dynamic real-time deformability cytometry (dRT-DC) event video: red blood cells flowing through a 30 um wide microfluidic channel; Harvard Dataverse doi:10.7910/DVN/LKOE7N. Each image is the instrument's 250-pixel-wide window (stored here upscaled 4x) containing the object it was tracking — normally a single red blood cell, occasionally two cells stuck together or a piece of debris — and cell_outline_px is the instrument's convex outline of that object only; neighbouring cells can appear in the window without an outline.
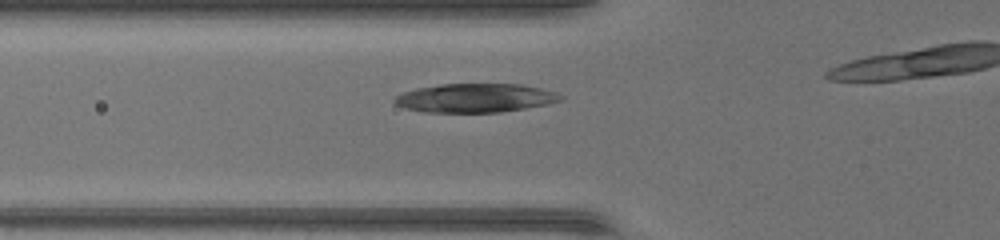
{"species": "common noctule bat (a hibernating species)", "species_latin": "Nyctalus noctula", "temperature_condition": "warm", "stored_images_in_passage": 11, "camera_frame_rate_fps": 3000, "um_per_image_px": 0.085, "animal": {"sex": "female", "body_mass_g": 17.0, "forearm_length_mm": 48.0}, "frame": {"image": 1, "passage_image": 7, "time_ms": 2.0, "image_size_px": [1000, 240], "cell_outline_px": [[564, 100], [524, 108], [500, 112], [424, 112], [404, 108], [396, 104], [392, 100], [396, 96], [404, 92], [416, 88], [440, 84], [520, 84], [540, 88], [556, 92], [564, 96]], "centroid_in_image_um": [40.38, 8.32], "position_along_channel_um": 85.4, "area_um2": 27.8}}
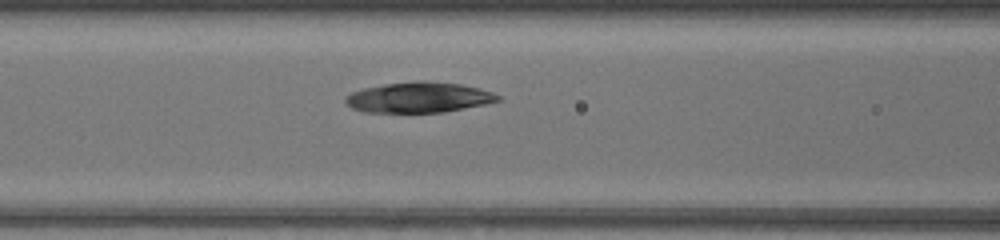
{"frame": {"image": 2, "passage_image": 10, "time_ms": 3.0, "image_size_px": [1000, 240], "cell_outline_px": [[500, 100], [484, 104], [444, 112], [364, 112], [352, 108], [344, 100], [352, 92], [364, 88], [384, 84], [416, 80], [424, 80], [460, 84], [480, 88], [492, 92], [500, 96]], "centroid_in_image_um": [35.6, 8.27], "position_along_channel_um": 131.0, "area_um2": 26.93}}